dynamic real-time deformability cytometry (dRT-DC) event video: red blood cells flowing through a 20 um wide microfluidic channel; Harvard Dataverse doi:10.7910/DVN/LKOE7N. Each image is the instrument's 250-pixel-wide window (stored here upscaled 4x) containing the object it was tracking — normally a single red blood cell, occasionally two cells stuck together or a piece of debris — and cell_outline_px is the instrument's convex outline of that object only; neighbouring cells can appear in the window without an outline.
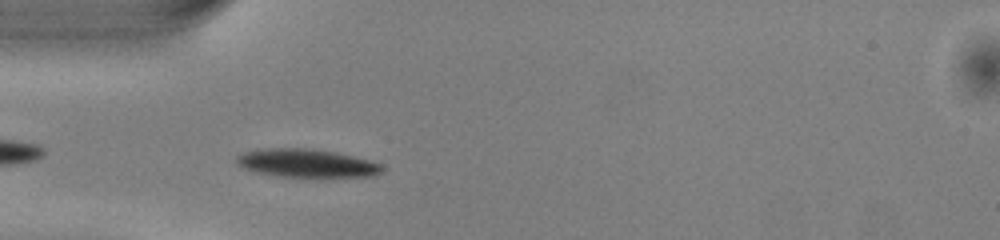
{"species": "common noctule bat (a hibernating species)", "species_latin": "Nyctalus noctula", "temperature_condition": "warm", "stored_images_in_passage": 31, "camera_frame_rate_fps": 3000, "um_per_image_px": 0.085, "animal": {"sex": "male", "body_mass_g": 13.0, "forearm_length_mm": 53.1}, "frame": {"image": 1, "passage_image": 3, "time_ms": 0.667, "image_size_px": [1000, 240], "cell_outline_px": [[384, 168], [380, 172], [372, 176], [280, 176], [256, 172], [244, 168], [236, 160], [236, 156], [244, 152], [264, 148], [312, 148], [336, 152], [368, 160], [380, 164]], "centroid_in_image_um": [26.04, 13.85], "position_along_channel_um": 59.0, "area_um2": 23.52}}
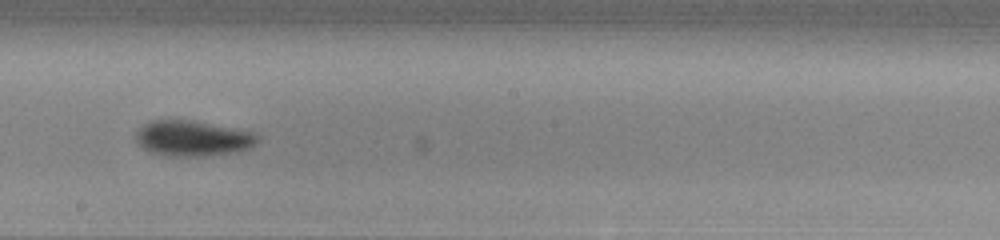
{"frame": {"image": 2, "passage_image": 16, "time_ms": 5.0, "image_size_px": [1000, 240], "cell_outline_px": [[260, 140], [252, 148], [236, 152], [204, 156], [168, 156], [148, 152], [136, 140], [136, 132], [144, 124], [152, 120], [192, 120], [256, 132], [260, 136]], "centroid_in_image_um": [16.44, 11.76], "position_along_channel_um": 231.8, "area_um2": 25.49}}
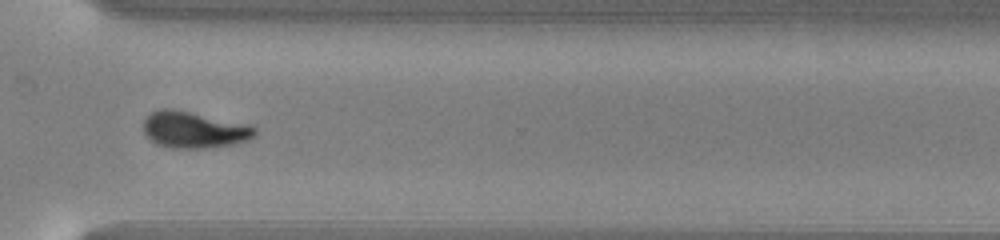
{"frame": {"image": 3, "passage_image": 25, "time_ms": 8.0, "image_size_px": [1000, 240], "cell_outline_px": [[256, 136], [248, 140], [236, 144], [208, 148], [172, 148], [156, 144], [144, 132], [144, 120], [152, 112], [164, 108], [172, 108], [252, 124], [256, 128]], "centroid_in_image_um": [16.56, 11.03], "position_along_channel_um": 354.0, "area_um2": 23.99}, "authors_computed_cell_mechanics": {"area_um2": 24.3338, "velocity_mm_per_s": 4.0674, "shape_relaxation_time_tau1_ms": 2.0412, "shape_relaxation_time_tau2_ms": 7.2847, "deformation_change_tau1": 0.1127, "deformation_change_tau2": 0.1117}}